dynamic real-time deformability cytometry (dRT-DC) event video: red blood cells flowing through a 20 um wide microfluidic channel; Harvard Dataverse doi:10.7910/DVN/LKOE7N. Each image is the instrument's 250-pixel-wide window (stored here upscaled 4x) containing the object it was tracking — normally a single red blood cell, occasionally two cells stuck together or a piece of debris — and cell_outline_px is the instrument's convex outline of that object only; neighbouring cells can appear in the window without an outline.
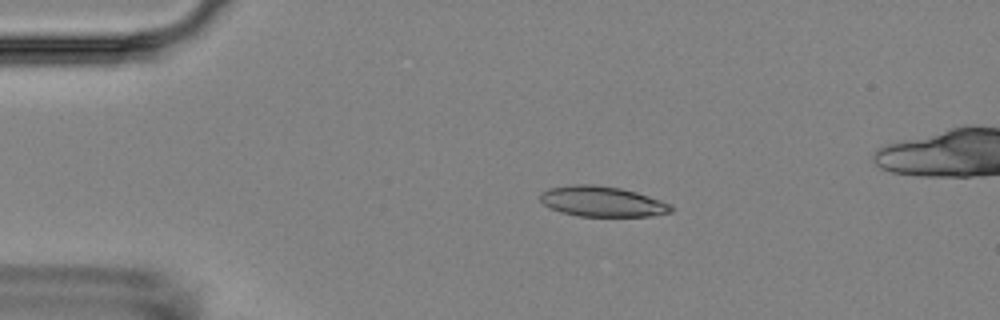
{"species": "Egyptian fruit bat (a non-hibernating species)", "species_latin": "Rousettus aegyptiacus", "temperature_condition": "room temperature", "stored_images_in_passage": 8, "camera_frame_rate_fps": 3000, "um_per_image_px": 0.085, "animal": {"sex": "female"}, "frame": {"image": 1, "passage_image": 3, "time_ms": 3.333, "image_size_px": [1000, 320], "cell_outline_px": [[672, 212], [652, 216], [576, 216], [560, 212], [548, 208], [540, 200], [540, 192], [548, 188], [572, 184], [592, 184], [620, 188], [636, 192], [672, 204]], "centroid_in_image_um": [51.15, 17.13], "position_along_channel_um": 33.9, "area_um2": 23.35}}
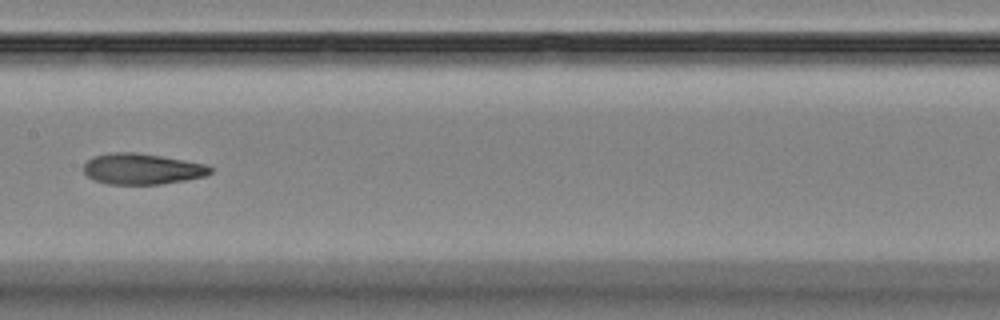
{"frame": {"image": 2, "passage_image": 8, "time_ms": 9.0, "image_size_px": [1000, 320], "cell_outline_px": [[212, 172], [204, 176], [184, 180], [160, 184], [108, 184], [92, 180], [84, 172], [84, 164], [88, 160], [96, 156], [112, 152], [136, 152], [184, 160], [204, 164], [212, 168]], "centroid_in_image_um": [12.05, 14.36], "position_along_channel_um": 195.4, "area_um2": 22.6}}